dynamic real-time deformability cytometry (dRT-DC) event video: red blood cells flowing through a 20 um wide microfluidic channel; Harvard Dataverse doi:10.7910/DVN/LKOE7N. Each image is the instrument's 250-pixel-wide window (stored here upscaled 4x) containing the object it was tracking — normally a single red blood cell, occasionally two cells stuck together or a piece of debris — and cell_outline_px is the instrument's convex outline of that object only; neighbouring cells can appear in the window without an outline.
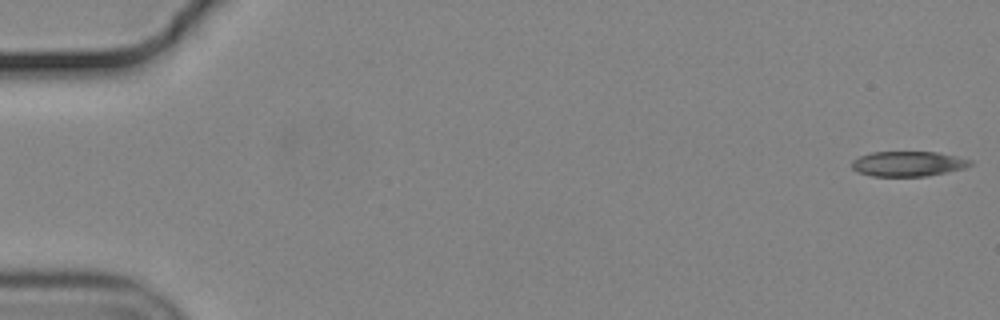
{"species": "common noctule bat (a hibernating species)", "species_latin": "Nyctalus noctula", "temperature_condition": "cold", "stored_images_in_passage": 26, "camera_frame_rate_fps": 3000, "um_per_image_px": 0.085, "animal": {"sex": "male", "body_mass_g": 19.2, "forearm_length_mm": 51.8}, "frame": {"image": 1, "passage_image": 1, "time_ms": 0.0, "image_size_px": [1000, 320], "cell_outline_px": [[972, 164], [964, 168], [924, 176], [872, 176], [856, 172], [852, 168], [852, 160], [860, 156], [872, 152], [936, 152], [956, 156], [972, 160]], "centroid_in_image_um": [77.15, 13.92], "position_along_channel_um": 7.9, "area_um2": 17.17}}
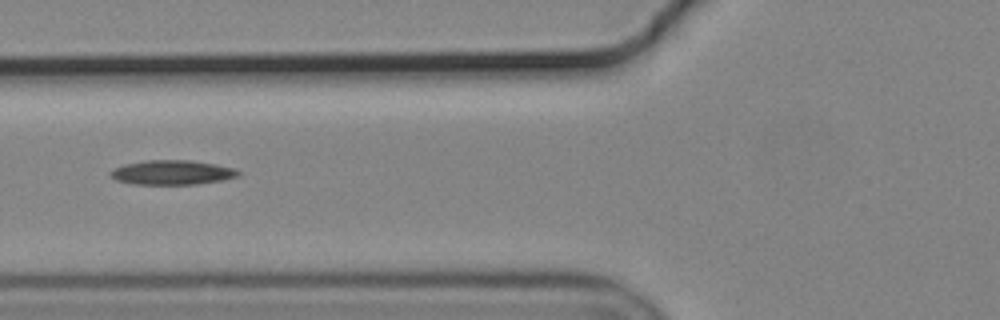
{"frame": {"image": 2, "passage_image": 22, "time_ms": 7.0, "image_size_px": [1000, 320], "cell_outline_px": [[240, 172], [236, 176], [220, 180], [196, 184], [132, 184], [116, 180], [108, 172], [112, 168], [124, 164], [148, 160], [192, 160], [216, 164], [236, 168]], "centroid_in_image_um": [14.59, 14.65], "position_along_channel_um": 111.2, "area_um2": 18.21}}
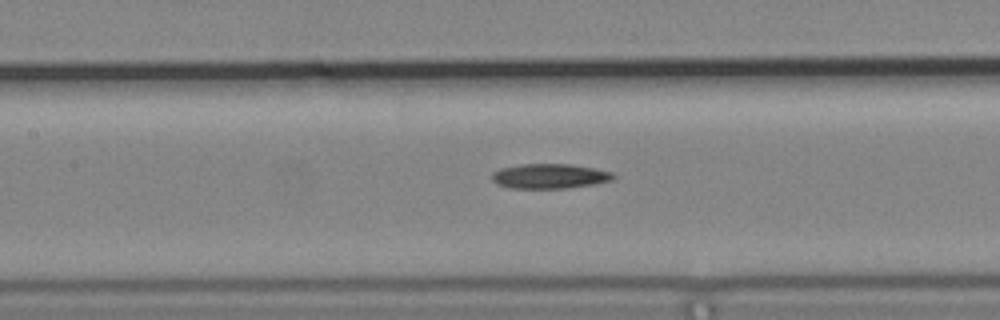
{"frame": {"image": 3, "passage_image": 26, "time_ms": 8.333, "image_size_px": [1000, 320], "cell_outline_px": [[616, 176], [612, 180], [592, 184], [568, 188], [508, 188], [496, 184], [492, 180], [492, 172], [500, 168], [520, 164], [568, 164], [592, 168], [612, 172]], "centroid_in_image_um": [46.67, 14.97], "position_along_channel_um": 160.7, "area_um2": 17.51}}